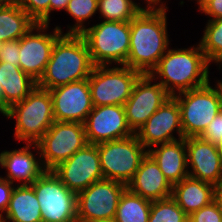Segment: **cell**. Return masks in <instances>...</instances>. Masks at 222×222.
Instances as JSON below:
<instances>
[{
	"instance_id": "cell-20",
	"label": "cell",
	"mask_w": 222,
	"mask_h": 222,
	"mask_svg": "<svg viewBox=\"0 0 222 222\" xmlns=\"http://www.w3.org/2000/svg\"><path fill=\"white\" fill-rule=\"evenodd\" d=\"M127 188L145 199L156 201L171 197L173 186L147 153Z\"/></svg>"
},
{
	"instance_id": "cell-8",
	"label": "cell",
	"mask_w": 222,
	"mask_h": 222,
	"mask_svg": "<svg viewBox=\"0 0 222 222\" xmlns=\"http://www.w3.org/2000/svg\"><path fill=\"white\" fill-rule=\"evenodd\" d=\"M141 75L126 65L95 66L88 78L93 106H124Z\"/></svg>"
},
{
	"instance_id": "cell-17",
	"label": "cell",
	"mask_w": 222,
	"mask_h": 222,
	"mask_svg": "<svg viewBox=\"0 0 222 222\" xmlns=\"http://www.w3.org/2000/svg\"><path fill=\"white\" fill-rule=\"evenodd\" d=\"M175 131L178 138L173 135ZM135 135L141 144L148 148L147 150L159 144L184 138L177 100L171 96L149 117Z\"/></svg>"
},
{
	"instance_id": "cell-37",
	"label": "cell",
	"mask_w": 222,
	"mask_h": 222,
	"mask_svg": "<svg viewBox=\"0 0 222 222\" xmlns=\"http://www.w3.org/2000/svg\"><path fill=\"white\" fill-rule=\"evenodd\" d=\"M69 0H50V13L55 10H65Z\"/></svg>"
},
{
	"instance_id": "cell-39",
	"label": "cell",
	"mask_w": 222,
	"mask_h": 222,
	"mask_svg": "<svg viewBox=\"0 0 222 222\" xmlns=\"http://www.w3.org/2000/svg\"><path fill=\"white\" fill-rule=\"evenodd\" d=\"M216 199L219 201V203L222 207V186L217 188Z\"/></svg>"
},
{
	"instance_id": "cell-44",
	"label": "cell",
	"mask_w": 222,
	"mask_h": 222,
	"mask_svg": "<svg viewBox=\"0 0 222 222\" xmlns=\"http://www.w3.org/2000/svg\"><path fill=\"white\" fill-rule=\"evenodd\" d=\"M1 91H2V86L0 84V113H1Z\"/></svg>"
},
{
	"instance_id": "cell-36",
	"label": "cell",
	"mask_w": 222,
	"mask_h": 222,
	"mask_svg": "<svg viewBox=\"0 0 222 222\" xmlns=\"http://www.w3.org/2000/svg\"><path fill=\"white\" fill-rule=\"evenodd\" d=\"M199 11L209 16V20H215L222 17V0H207Z\"/></svg>"
},
{
	"instance_id": "cell-15",
	"label": "cell",
	"mask_w": 222,
	"mask_h": 222,
	"mask_svg": "<svg viewBox=\"0 0 222 222\" xmlns=\"http://www.w3.org/2000/svg\"><path fill=\"white\" fill-rule=\"evenodd\" d=\"M84 124L87 143L100 144L134 135L122 105H102L92 109Z\"/></svg>"
},
{
	"instance_id": "cell-31",
	"label": "cell",
	"mask_w": 222,
	"mask_h": 222,
	"mask_svg": "<svg viewBox=\"0 0 222 222\" xmlns=\"http://www.w3.org/2000/svg\"><path fill=\"white\" fill-rule=\"evenodd\" d=\"M17 3L36 23H50V0H18Z\"/></svg>"
},
{
	"instance_id": "cell-40",
	"label": "cell",
	"mask_w": 222,
	"mask_h": 222,
	"mask_svg": "<svg viewBox=\"0 0 222 222\" xmlns=\"http://www.w3.org/2000/svg\"><path fill=\"white\" fill-rule=\"evenodd\" d=\"M85 222H116L115 219H98V220H91Z\"/></svg>"
},
{
	"instance_id": "cell-45",
	"label": "cell",
	"mask_w": 222,
	"mask_h": 222,
	"mask_svg": "<svg viewBox=\"0 0 222 222\" xmlns=\"http://www.w3.org/2000/svg\"><path fill=\"white\" fill-rule=\"evenodd\" d=\"M0 222H5V219L0 215Z\"/></svg>"
},
{
	"instance_id": "cell-34",
	"label": "cell",
	"mask_w": 222,
	"mask_h": 222,
	"mask_svg": "<svg viewBox=\"0 0 222 222\" xmlns=\"http://www.w3.org/2000/svg\"><path fill=\"white\" fill-rule=\"evenodd\" d=\"M19 48L20 39L3 42L0 49V62H9L10 64L19 66Z\"/></svg>"
},
{
	"instance_id": "cell-43",
	"label": "cell",
	"mask_w": 222,
	"mask_h": 222,
	"mask_svg": "<svg viewBox=\"0 0 222 222\" xmlns=\"http://www.w3.org/2000/svg\"><path fill=\"white\" fill-rule=\"evenodd\" d=\"M195 1L198 4V9H199L203 5V0H195Z\"/></svg>"
},
{
	"instance_id": "cell-41",
	"label": "cell",
	"mask_w": 222,
	"mask_h": 222,
	"mask_svg": "<svg viewBox=\"0 0 222 222\" xmlns=\"http://www.w3.org/2000/svg\"><path fill=\"white\" fill-rule=\"evenodd\" d=\"M18 0H0V4H15Z\"/></svg>"
},
{
	"instance_id": "cell-6",
	"label": "cell",
	"mask_w": 222,
	"mask_h": 222,
	"mask_svg": "<svg viewBox=\"0 0 222 222\" xmlns=\"http://www.w3.org/2000/svg\"><path fill=\"white\" fill-rule=\"evenodd\" d=\"M95 66L125 65L130 47V21H106L85 28L80 34Z\"/></svg>"
},
{
	"instance_id": "cell-14",
	"label": "cell",
	"mask_w": 222,
	"mask_h": 222,
	"mask_svg": "<svg viewBox=\"0 0 222 222\" xmlns=\"http://www.w3.org/2000/svg\"><path fill=\"white\" fill-rule=\"evenodd\" d=\"M170 97L159 81L156 83L150 74H142L124 104L127 123L131 130L136 133Z\"/></svg>"
},
{
	"instance_id": "cell-19",
	"label": "cell",
	"mask_w": 222,
	"mask_h": 222,
	"mask_svg": "<svg viewBox=\"0 0 222 222\" xmlns=\"http://www.w3.org/2000/svg\"><path fill=\"white\" fill-rule=\"evenodd\" d=\"M33 143L14 150H4L0 153V165L7 171L6 178L12 184L15 181L20 185H31L46 170L42 165L40 156L36 158L30 150Z\"/></svg>"
},
{
	"instance_id": "cell-29",
	"label": "cell",
	"mask_w": 222,
	"mask_h": 222,
	"mask_svg": "<svg viewBox=\"0 0 222 222\" xmlns=\"http://www.w3.org/2000/svg\"><path fill=\"white\" fill-rule=\"evenodd\" d=\"M65 11L76 21L73 26H67L70 30L66 34H81L86 28L84 24L87 19L98 11V0H69Z\"/></svg>"
},
{
	"instance_id": "cell-5",
	"label": "cell",
	"mask_w": 222,
	"mask_h": 222,
	"mask_svg": "<svg viewBox=\"0 0 222 222\" xmlns=\"http://www.w3.org/2000/svg\"><path fill=\"white\" fill-rule=\"evenodd\" d=\"M174 95L180 108L183 137H199L222 109V81Z\"/></svg>"
},
{
	"instance_id": "cell-28",
	"label": "cell",
	"mask_w": 222,
	"mask_h": 222,
	"mask_svg": "<svg viewBox=\"0 0 222 222\" xmlns=\"http://www.w3.org/2000/svg\"><path fill=\"white\" fill-rule=\"evenodd\" d=\"M138 4L133 0H98V12L101 16L99 18L129 22L144 8Z\"/></svg>"
},
{
	"instance_id": "cell-42",
	"label": "cell",
	"mask_w": 222,
	"mask_h": 222,
	"mask_svg": "<svg viewBox=\"0 0 222 222\" xmlns=\"http://www.w3.org/2000/svg\"><path fill=\"white\" fill-rule=\"evenodd\" d=\"M217 148L219 150V155H220L221 163H222V140L218 143Z\"/></svg>"
},
{
	"instance_id": "cell-21",
	"label": "cell",
	"mask_w": 222,
	"mask_h": 222,
	"mask_svg": "<svg viewBox=\"0 0 222 222\" xmlns=\"http://www.w3.org/2000/svg\"><path fill=\"white\" fill-rule=\"evenodd\" d=\"M156 146L149 149L148 154L154 159L172 186L189 176L186 158V138Z\"/></svg>"
},
{
	"instance_id": "cell-22",
	"label": "cell",
	"mask_w": 222,
	"mask_h": 222,
	"mask_svg": "<svg viewBox=\"0 0 222 222\" xmlns=\"http://www.w3.org/2000/svg\"><path fill=\"white\" fill-rule=\"evenodd\" d=\"M1 114L22 101L36 86L37 82L9 62H0Z\"/></svg>"
},
{
	"instance_id": "cell-7",
	"label": "cell",
	"mask_w": 222,
	"mask_h": 222,
	"mask_svg": "<svg viewBox=\"0 0 222 222\" xmlns=\"http://www.w3.org/2000/svg\"><path fill=\"white\" fill-rule=\"evenodd\" d=\"M104 179H110L127 185L138 170L148 150L137 136L111 140L96 145Z\"/></svg>"
},
{
	"instance_id": "cell-9",
	"label": "cell",
	"mask_w": 222,
	"mask_h": 222,
	"mask_svg": "<svg viewBox=\"0 0 222 222\" xmlns=\"http://www.w3.org/2000/svg\"><path fill=\"white\" fill-rule=\"evenodd\" d=\"M87 143L83 123L54 121L42 138L33 144L46 171H52Z\"/></svg>"
},
{
	"instance_id": "cell-23",
	"label": "cell",
	"mask_w": 222,
	"mask_h": 222,
	"mask_svg": "<svg viewBox=\"0 0 222 222\" xmlns=\"http://www.w3.org/2000/svg\"><path fill=\"white\" fill-rule=\"evenodd\" d=\"M216 192L214 185L188 176L173 185L171 197L189 216L214 201Z\"/></svg>"
},
{
	"instance_id": "cell-38",
	"label": "cell",
	"mask_w": 222,
	"mask_h": 222,
	"mask_svg": "<svg viewBox=\"0 0 222 222\" xmlns=\"http://www.w3.org/2000/svg\"><path fill=\"white\" fill-rule=\"evenodd\" d=\"M147 4L144 6V8H166L168 7L165 5V3L162 2V0H144Z\"/></svg>"
},
{
	"instance_id": "cell-35",
	"label": "cell",
	"mask_w": 222,
	"mask_h": 222,
	"mask_svg": "<svg viewBox=\"0 0 222 222\" xmlns=\"http://www.w3.org/2000/svg\"><path fill=\"white\" fill-rule=\"evenodd\" d=\"M14 187H15L14 184H12L8 180L0 176V215L1 216L5 214L8 208L11 193Z\"/></svg>"
},
{
	"instance_id": "cell-46",
	"label": "cell",
	"mask_w": 222,
	"mask_h": 222,
	"mask_svg": "<svg viewBox=\"0 0 222 222\" xmlns=\"http://www.w3.org/2000/svg\"><path fill=\"white\" fill-rule=\"evenodd\" d=\"M3 42L0 41V49L2 48Z\"/></svg>"
},
{
	"instance_id": "cell-25",
	"label": "cell",
	"mask_w": 222,
	"mask_h": 222,
	"mask_svg": "<svg viewBox=\"0 0 222 222\" xmlns=\"http://www.w3.org/2000/svg\"><path fill=\"white\" fill-rule=\"evenodd\" d=\"M36 22L15 4H0V41L19 40Z\"/></svg>"
},
{
	"instance_id": "cell-10",
	"label": "cell",
	"mask_w": 222,
	"mask_h": 222,
	"mask_svg": "<svg viewBox=\"0 0 222 222\" xmlns=\"http://www.w3.org/2000/svg\"><path fill=\"white\" fill-rule=\"evenodd\" d=\"M31 185L40 205L42 222H77V194L53 171H45Z\"/></svg>"
},
{
	"instance_id": "cell-27",
	"label": "cell",
	"mask_w": 222,
	"mask_h": 222,
	"mask_svg": "<svg viewBox=\"0 0 222 222\" xmlns=\"http://www.w3.org/2000/svg\"><path fill=\"white\" fill-rule=\"evenodd\" d=\"M199 45L208 62L216 63L222 67V17L208 20Z\"/></svg>"
},
{
	"instance_id": "cell-4",
	"label": "cell",
	"mask_w": 222,
	"mask_h": 222,
	"mask_svg": "<svg viewBox=\"0 0 222 222\" xmlns=\"http://www.w3.org/2000/svg\"><path fill=\"white\" fill-rule=\"evenodd\" d=\"M16 119L14 138L36 144L55 121L49 90L36 86L22 101L3 113Z\"/></svg>"
},
{
	"instance_id": "cell-30",
	"label": "cell",
	"mask_w": 222,
	"mask_h": 222,
	"mask_svg": "<svg viewBox=\"0 0 222 222\" xmlns=\"http://www.w3.org/2000/svg\"><path fill=\"white\" fill-rule=\"evenodd\" d=\"M148 222H188V215L168 197L152 201Z\"/></svg>"
},
{
	"instance_id": "cell-1",
	"label": "cell",
	"mask_w": 222,
	"mask_h": 222,
	"mask_svg": "<svg viewBox=\"0 0 222 222\" xmlns=\"http://www.w3.org/2000/svg\"><path fill=\"white\" fill-rule=\"evenodd\" d=\"M166 8H143L130 21V47L125 65L150 74L169 48Z\"/></svg>"
},
{
	"instance_id": "cell-16",
	"label": "cell",
	"mask_w": 222,
	"mask_h": 222,
	"mask_svg": "<svg viewBox=\"0 0 222 222\" xmlns=\"http://www.w3.org/2000/svg\"><path fill=\"white\" fill-rule=\"evenodd\" d=\"M55 121L84 123L94 108L88 79L49 90Z\"/></svg>"
},
{
	"instance_id": "cell-24",
	"label": "cell",
	"mask_w": 222,
	"mask_h": 222,
	"mask_svg": "<svg viewBox=\"0 0 222 222\" xmlns=\"http://www.w3.org/2000/svg\"><path fill=\"white\" fill-rule=\"evenodd\" d=\"M5 222H42L41 209L32 185L15 184Z\"/></svg>"
},
{
	"instance_id": "cell-18",
	"label": "cell",
	"mask_w": 222,
	"mask_h": 222,
	"mask_svg": "<svg viewBox=\"0 0 222 222\" xmlns=\"http://www.w3.org/2000/svg\"><path fill=\"white\" fill-rule=\"evenodd\" d=\"M186 158L190 177L210 183L217 188L222 186V163L217 145L200 137H188Z\"/></svg>"
},
{
	"instance_id": "cell-3",
	"label": "cell",
	"mask_w": 222,
	"mask_h": 222,
	"mask_svg": "<svg viewBox=\"0 0 222 222\" xmlns=\"http://www.w3.org/2000/svg\"><path fill=\"white\" fill-rule=\"evenodd\" d=\"M95 65L80 34H62L54 43L39 88L50 90L71 82L88 79Z\"/></svg>"
},
{
	"instance_id": "cell-12",
	"label": "cell",
	"mask_w": 222,
	"mask_h": 222,
	"mask_svg": "<svg viewBox=\"0 0 222 222\" xmlns=\"http://www.w3.org/2000/svg\"><path fill=\"white\" fill-rule=\"evenodd\" d=\"M49 25L36 23L20 38L19 67L36 82L41 79L45 71L54 43L63 34L58 25L52 33H47Z\"/></svg>"
},
{
	"instance_id": "cell-33",
	"label": "cell",
	"mask_w": 222,
	"mask_h": 222,
	"mask_svg": "<svg viewBox=\"0 0 222 222\" xmlns=\"http://www.w3.org/2000/svg\"><path fill=\"white\" fill-rule=\"evenodd\" d=\"M199 137L214 145H218L222 140V109H220L215 118L209 123L208 127Z\"/></svg>"
},
{
	"instance_id": "cell-2",
	"label": "cell",
	"mask_w": 222,
	"mask_h": 222,
	"mask_svg": "<svg viewBox=\"0 0 222 222\" xmlns=\"http://www.w3.org/2000/svg\"><path fill=\"white\" fill-rule=\"evenodd\" d=\"M190 48L170 49L161 57L150 72L155 81L173 97L209 83V65L199 43Z\"/></svg>"
},
{
	"instance_id": "cell-11",
	"label": "cell",
	"mask_w": 222,
	"mask_h": 222,
	"mask_svg": "<svg viewBox=\"0 0 222 222\" xmlns=\"http://www.w3.org/2000/svg\"><path fill=\"white\" fill-rule=\"evenodd\" d=\"M127 185L102 179L77 194V222L115 219L118 203Z\"/></svg>"
},
{
	"instance_id": "cell-32",
	"label": "cell",
	"mask_w": 222,
	"mask_h": 222,
	"mask_svg": "<svg viewBox=\"0 0 222 222\" xmlns=\"http://www.w3.org/2000/svg\"><path fill=\"white\" fill-rule=\"evenodd\" d=\"M188 222H222V207L217 199L188 216Z\"/></svg>"
},
{
	"instance_id": "cell-13",
	"label": "cell",
	"mask_w": 222,
	"mask_h": 222,
	"mask_svg": "<svg viewBox=\"0 0 222 222\" xmlns=\"http://www.w3.org/2000/svg\"><path fill=\"white\" fill-rule=\"evenodd\" d=\"M52 171L70 191L76 194L94 182L104 179L98 148L95 144L89 143Z\"/></svg>"
},
{
	"instance_id": "cell-26",
	"label": "cell",
	"mask_w": 222,
	"mask_h": 222,
	"mask_svg": "<svg viewBox=\"0 0 222 222\" xmlns=\"http://www.w3.org/2000/svg\"><path fill=\"white\" fill-rule=\"evenodd\" d=\"M152 201L145 199L126 188L120 197L116 222H148Z\"/></svg>"
}]
</instances>
